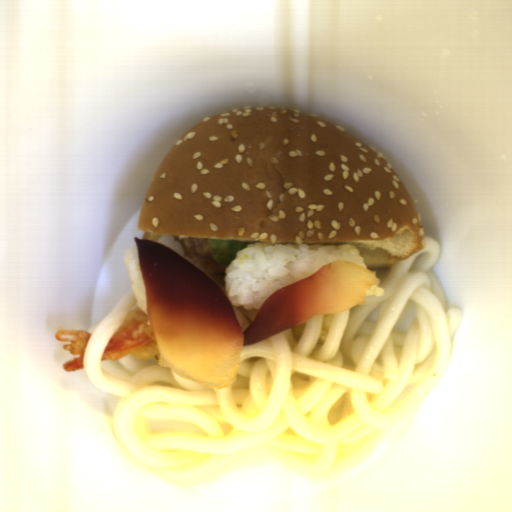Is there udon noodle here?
Instances as JSON below:
<instances>
[{"label":"udon noodle","mask_w":512,"mask_h":512,"mask_svg":"<svg viewBox=\"0 0 512 512\" xmlns=\"http://www.w3.org/2000/svg\"><path fill=\"white\" fill-rule=\"evenodd\" d=\"M375 273L383 296L323 314L242 346L236 381L213 389L184 378L165 359L103 361L140 307L133 290L87 328L84 373L118 402L117 440L152 476L196 483L243 460L271 454L309 466L345 462L398 423L445 374L461 309L448 308L433 266L440 241Z\"/></svg>","instance_id":"obj_1"},{"label":"udon noodle","mask_w":512,"mask_h":512,"mask_svg":"<svg viewBox=\"0 0 512 512\" xmlns=\"http://www.w3.org/2000/svg\"><path fill=\"white\" fill-rule=\"evenodd\" d=\"M232 309L234 311L235 317L244 332L248 329V327L251 325V323L254 321V319L257 317L260 310H246L242 307H237L232 305Z\"/></svg>","instance_id":"obj_2"}]
</instances>
